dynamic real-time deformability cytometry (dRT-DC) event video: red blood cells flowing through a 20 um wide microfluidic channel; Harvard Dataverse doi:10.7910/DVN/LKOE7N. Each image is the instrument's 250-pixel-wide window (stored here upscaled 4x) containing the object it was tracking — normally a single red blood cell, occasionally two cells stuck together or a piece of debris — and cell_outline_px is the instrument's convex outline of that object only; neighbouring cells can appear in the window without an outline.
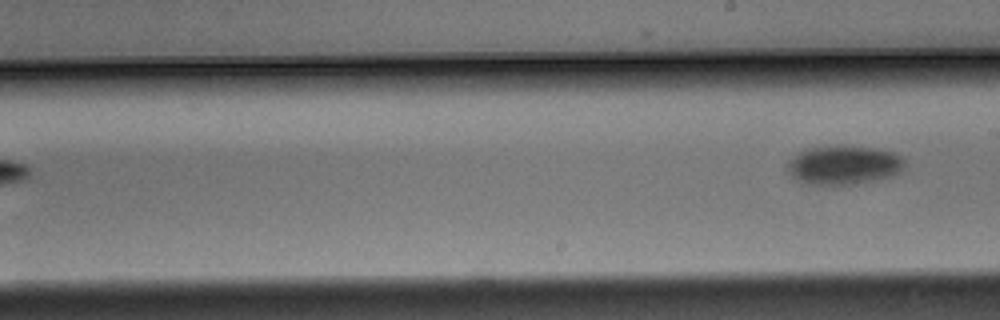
{"species": "Egyptian fruit bat (a non-hibernating species)", "species_latin": "Rousettus aegyptiacus", "temperature_condition": "warm", "stored_images_in_passage": 8, "segment_of_instrument_passage": [2, 2], "camera_frame_rate_fps": 3000, "um_per_image_px": 0.085, "animal": {"sex": "male"}, "frame": {"image": 1, "passage_image": 8, "time_ms": 2.333, "image_size_px": [1000, 320], "cell_outline_px": [[904, 164], [892, 176], [876, 180], [852, 184], [804, 184], [792, 176], [788, 172], [788, 160], [792, 156], [804, 148], [836, 144], [844, 144], [872, 148], [892, 152], [900, 156], [904, 160]], "centroid_in_image_um": [71.64, 13.99], "position_along_channel_um": 217.4, "area_um2": 26.82}}